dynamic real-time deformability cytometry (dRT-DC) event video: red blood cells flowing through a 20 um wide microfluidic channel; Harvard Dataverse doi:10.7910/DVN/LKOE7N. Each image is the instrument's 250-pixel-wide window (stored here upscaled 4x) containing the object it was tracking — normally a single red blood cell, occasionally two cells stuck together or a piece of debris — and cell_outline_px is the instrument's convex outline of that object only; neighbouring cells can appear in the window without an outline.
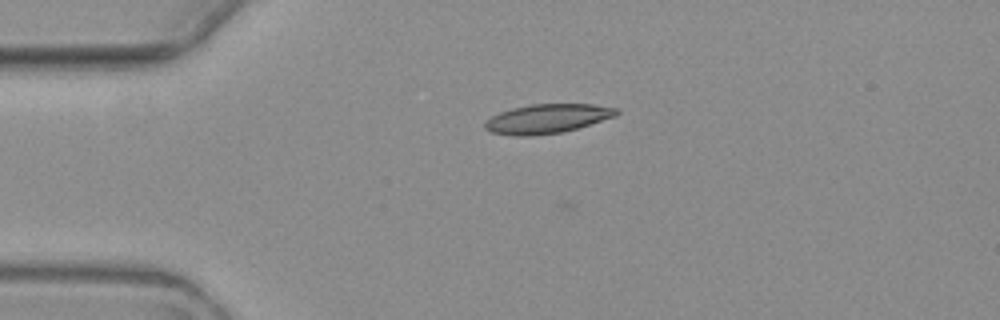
{"species": "common noctule bat (a hibernating species)", "species_latin": "Nyctalus noctula", "temperature_condition": "warm", "stored_images_in_passage": 2, "camera_frame_rate_fps": 3000, "um_per_image_px": 0.085, "animal": {"sex": "female", "body_mass_g": 19.3, "forearm_length_mm": 54.1}, "frame": {"image": 1, "passage_image": 1, "time_ms": 0.0, "image_size_px": [1000, 320], "cell_outline_px": [[620, 112], [616, 116], [576, 128], [560, 132], [532, 136], [512, 136], [492, 132], [484, 128], [484, 124], [492, 116], [500, 112], [512, 108], [532, 104], [592, 104], [616, 108]], "centroid_in_image_um": [46.5, 10.09], "position_along_channel_um": 38.5, "area_um2": 22.2}}